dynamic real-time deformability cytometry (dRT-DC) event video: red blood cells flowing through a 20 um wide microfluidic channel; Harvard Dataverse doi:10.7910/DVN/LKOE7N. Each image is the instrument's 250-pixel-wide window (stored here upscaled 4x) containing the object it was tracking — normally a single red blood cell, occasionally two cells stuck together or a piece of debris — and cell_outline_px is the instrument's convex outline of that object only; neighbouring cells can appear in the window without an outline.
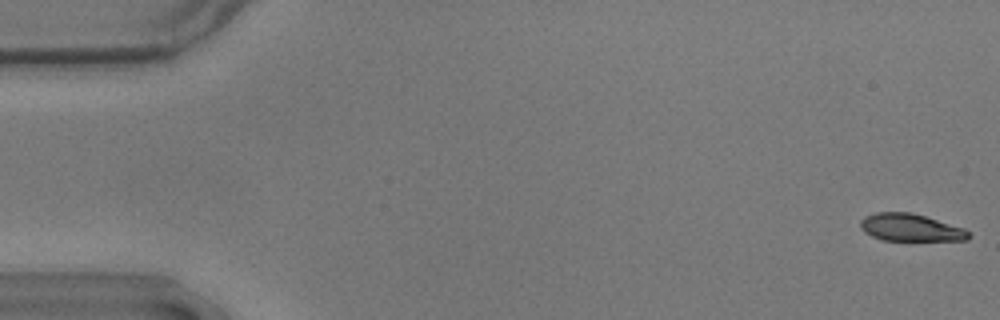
{"species": "common noctule bat (a hibernating species)", "species_latin": "Nyctalus noctula", "temperature_condition": "warm", "stored_images_in_passage": 57, "camera_frame_rate_fps": 3000, "um_per_image_px": 0.085, "animal": {"sex": "male", "body_mass_g": 17.9}, "frame": {"image": 1, "passage_image": 1, "time_ms": 0.0, "image_size_px": [1000, 320], "cell_outline_px": [[972, 236], [968, 240], [880, 240], [864, 232], [860, 228], [860, 220], [864, 216], [876, 212], [912, 212], [964, 228]], "centroid_in_image_um": [77.37, 19.34], "position_along_channel_um": 7.6, "area_um2": 17.34}}
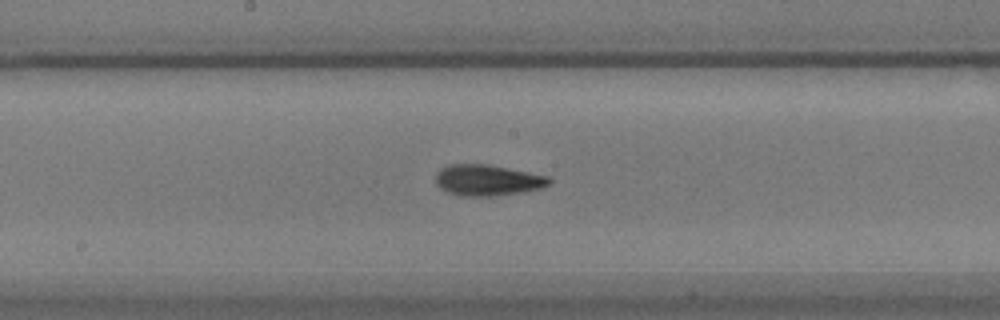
{"frame": {"image": 2, "passage_image": 29, "time_ms": 9.333, "image_size_px": [1000, 320], "cell_outline_px": [[552, 184], [544, 188], [524, 192], [492, 196], [460, 196], [448, 192], [440, 188], [436, 184], [436, 172], [440, 168], [448, 164], [488, 164], [548, 176], [552, 180]], "centroid_in_image_um": [41.46, 15.32], "position_along_channel_um": 206.7, "area_um2": 20.81}}
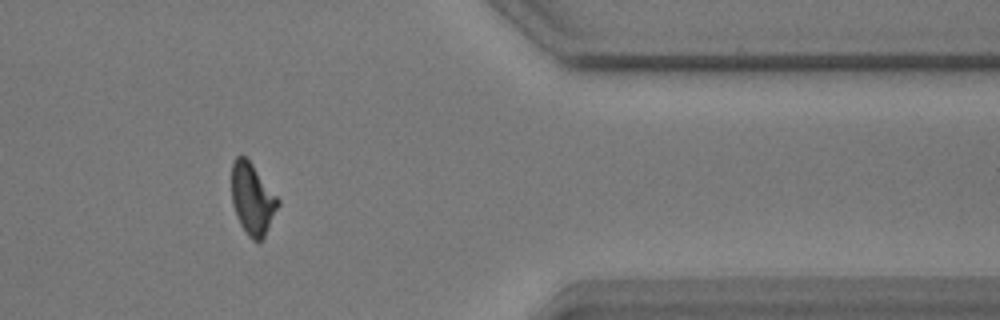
{"frame": {"image": 3, "passage_image": 46, "time_ms": 15.0, "image_size_px": [1000, 320], "cell_outline_px": [[280, 204], [264, 236], [260, 240], [252, 240], [248, 236], [240, 224], [236, 216], [232, 200], [232, 160], [236, 156], [244, 156], [252, 164], [280, 200]], "centroid_in_image_um": [21.45, 16.9], "position_along_channel_um": 390.0, "area_um2": 19.07}, "authors_computed_cell_mechanics": {"area_um2": 19.5942, "velocity_mm_per_s": 3.6148, "shape_relaxation_time_tau1_ms": 5.9473, "shape_relaxation_time_tau2_ms": 2.8128, "deformation_change_tau1": 0.174, "deformation_change_tau2": 0.099}}